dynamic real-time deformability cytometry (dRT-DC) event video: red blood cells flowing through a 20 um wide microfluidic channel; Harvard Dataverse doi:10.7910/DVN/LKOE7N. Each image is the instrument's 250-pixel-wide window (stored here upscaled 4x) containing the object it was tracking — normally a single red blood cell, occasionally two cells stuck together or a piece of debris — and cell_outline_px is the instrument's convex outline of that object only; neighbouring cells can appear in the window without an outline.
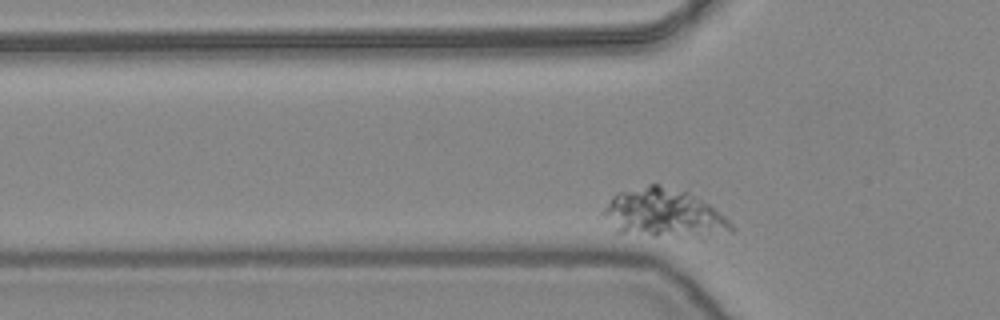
{"species": "common noctule bat (a hibernating species)", "species_latin": "Nyctalus noctula", "temperature_condition": "warm", "stored_images_in_passage": 33, "camera_frame_rate_fps": 3000, "um_per_image_px": 0.085, "animal": {"sex": "female", "body_mass_g": 24.6, "forearm_length_mm": 56.2}, "frame": {"image": 1, "passage_image": 4, "time_ms": 1.0, "image_size_px": [1000, 320], "cell_outline_px": [[736, 228], [732, 232], [656, 236], [652, 236], [616, 232], [604, 212], [604, 208], [612, 196], [616, 192], [648, 184], [660, 184], [688, 192], [708, 204], [724, 216]], "centroid_in_image_um": [56.37, 18.08], "position_along_channel_um": 69.4, "area_um2": 35.2}}
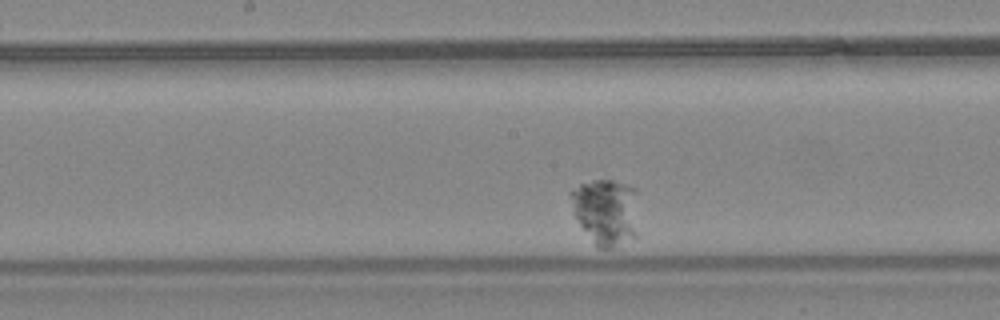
{"frame": {"image": 2, "passage_image": 16, "time_ms": 5.0, "image_size_px": [1000, 320], "cell_outline_px": [[636, 236], [612, 248], [596, 248], [580, 224], [576, 216], [568, 192], [580, 184], [592, 180], [612, 180], [636, 188]], "centroid_in_image_um": [51.49, 17.98], "position_along_channel_um": 196.7, "area_um2": 26.07}}
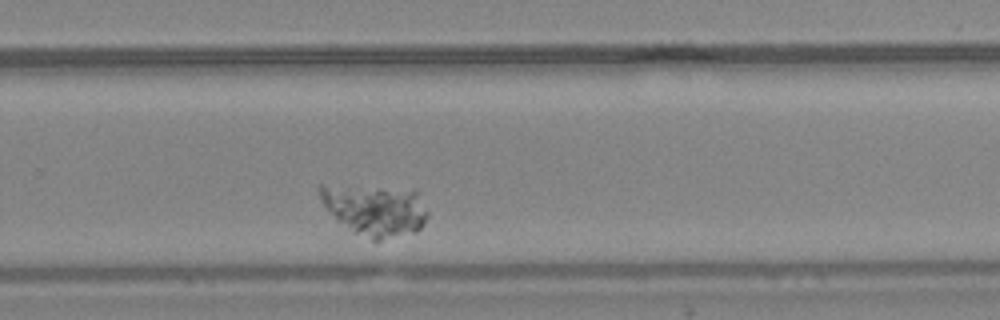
{"frame": {"image": 3, "passage_image": 25, "time_ms": 8.0, "image_size_px": [1000, 320], "cell_outline_px": [[428, 216], [424, 224], [416, 232], [376, 244], [336, 220], [320, 200], [316, 188], [320, 184], [416, 188], [428, 212]], "centroid_in_image_um": [31.91, 17.83], "position_along_channel_um": 297.9, "area_um2": 33.52}}